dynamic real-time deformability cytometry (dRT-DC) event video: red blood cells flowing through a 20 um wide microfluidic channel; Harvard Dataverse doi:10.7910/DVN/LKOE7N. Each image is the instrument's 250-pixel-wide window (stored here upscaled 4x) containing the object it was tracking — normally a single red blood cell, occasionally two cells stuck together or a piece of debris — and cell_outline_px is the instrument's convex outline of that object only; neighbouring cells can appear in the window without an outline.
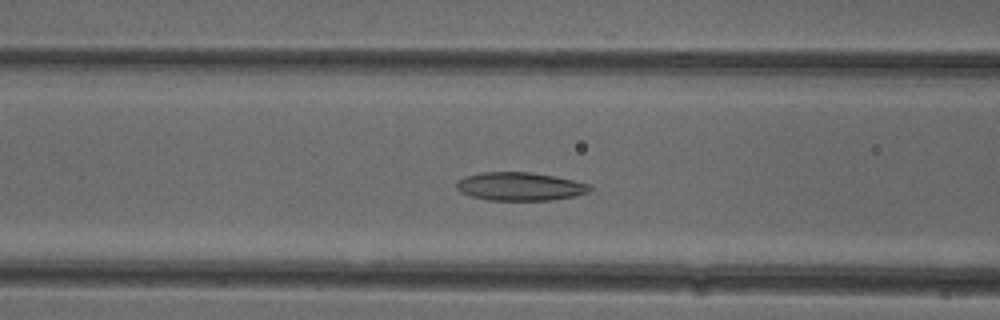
{"species": "common noctule bat (a hibernating species)", "species_latin": "Nyctalus noctula", "temperature_condition": "cold", "stored_images_in_passage": 48, "camera_frame_rate_fps": 3000, "um_per_image_px": 0.085, "animal": {"sex": "female"}, "frame": {"image": 1, "passage_image": 17, "time_ms": 5.333, "image_size_px": [1000, 320], "cell_outline_px": [[592, 188], [588, 192], [576, 196], [548, 200], [488, 200], [472, 196], [460, 192], [456, 188], [456, 184], [464, 176], [480, 172], [532, 172], [592, 184]], "centroid_in_image_um": [44.2, 15.84], "position_along_channel_um": 122.4, "area_um2": 21.96}}
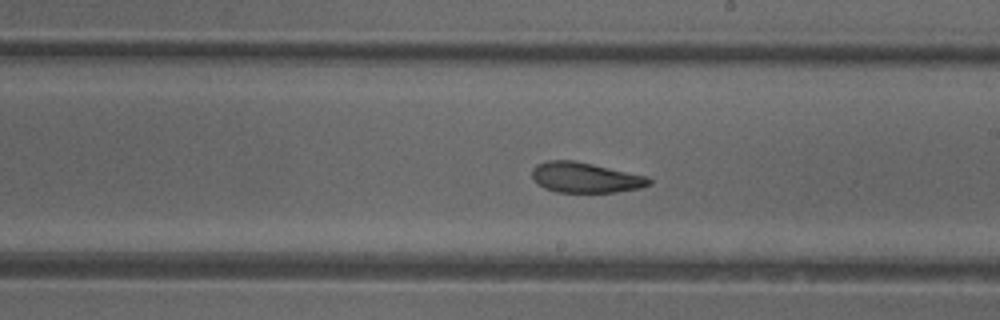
{"frame": {"image": 2, "passage_image": 26, "time_ms": 8.333, "image_size_px": [1000, 320], "cell_outline_px": [[652, 184], [640, 188], [616, 192], [556, 192], [544, 188], [532, 176], [532, 168], [536, 164], [548, 160], [572, 160], [592, 164], [648, 176], [652, 180]], "centroid_in_image_um": [49.78, 15.09], "position_along_channel_um": 239.2, "area_um2": 20.63}}
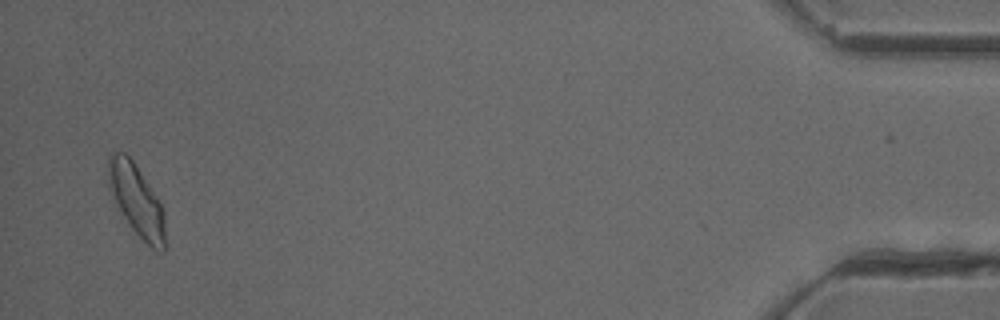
{"frame": {"image": 3, "passage_image": 47, "time_ms": 15.333, "image_size_px": [1000, 320], "cell_outline_px": [[164, 252], [160, 252], [152, 248], [132, 228], [120, 212], [108, 188], [108, 156], [112, 152], [124, 152], [132, 160], [160, 204], [164, 212]], "centroid_in_image_um": [11.56, 17.01], "position_along_channel_um": 423.6, "area_um2": 23.06}, "authors_computed_cell_mechanics": {"area_um2": 21.9929, "velocity_mm_per_s": 3.902, "shape_relaxation_time_tau1_ms": 4.87, "shape_relaxation_time_tau2_ms": 2.6289, "deformation_change_tau1": 0.1236, "deformation_change_tau2": 0.0941}}